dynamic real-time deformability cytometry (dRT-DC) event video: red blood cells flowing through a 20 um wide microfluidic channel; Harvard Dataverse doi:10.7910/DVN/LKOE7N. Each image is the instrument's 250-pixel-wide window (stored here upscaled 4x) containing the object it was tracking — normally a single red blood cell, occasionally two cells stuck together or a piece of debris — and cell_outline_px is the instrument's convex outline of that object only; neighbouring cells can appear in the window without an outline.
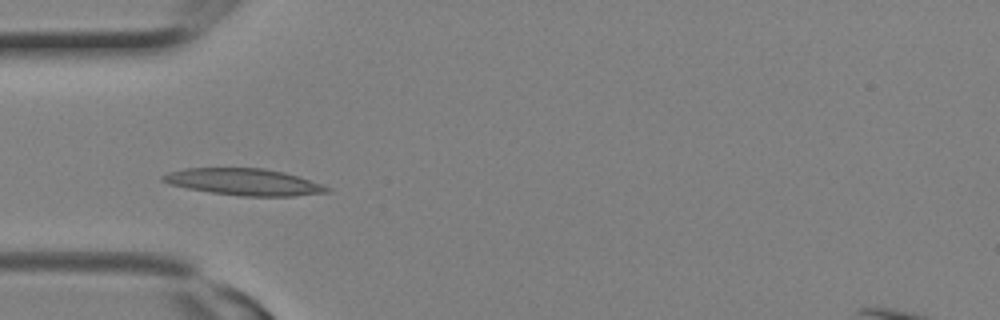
{"species": "Egyptian fruit bat (a non-hibernating species)", "species_latin": "Rousettus aegyptiacus", "temperature_condition": "room temperature", "stored_images_in_passage": 12, "camera_frame_rate_fps": 3000, "um_per_image_px": 0.085, "animal": {"sex": "female"}, "frame": {"image": 1, "passage_image": 6, "time_ms": 1.667, "image_size_px": [1000, 320], "cell_outline_px": [[332, 188], [328, 192], [292, 196], [240, 196], [212, 192], [188, 188], [168, 184], [160, 180], [160, 176], [168, 172], [184, 168], [264, 168], [284, 172]], "centroid_in_image_um": [20.68, 15.46], "position_along_channel_um": 64.3, "area_um2": 25.37}}
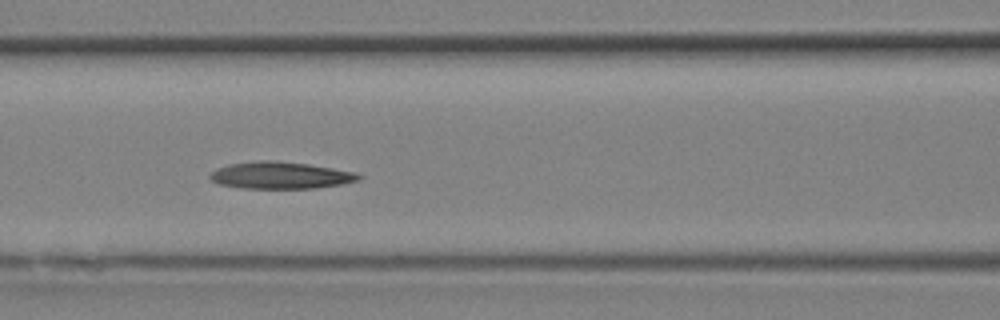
{"frame": {"image": 2, "passage_image": 9, "time_ms": 2.667, "image_size_px": [1000, 320], "cell_outline_px": [[364, 176], [360, 180], [340, 184], [316, 188], [240, 188], [220, 184], [212, 180], [208, 176], [216, 168], [228, 164], [260, 160], [276, 160], [308, 164], [356, 172]], "centroid_in_image_um": [23.85, 14.89], "position_along_channel_um": 142.8, "area_um2": 23.41}}